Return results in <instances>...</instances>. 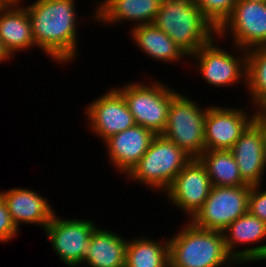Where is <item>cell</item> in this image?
<instances>
[{
  "instance_id": "1",
  "label": "cell",
  "mask_w": 266,
  "mask_h": 267,
  "mask_svg": "<svg viewBox=\"0 0 266 267\" xmlns=\"http://www.w3.org/2000/svg\"><path fill=\"white\" fill-rule=\"evenodd\" d=\"M74 0H36L25 6L35 45L63 64L76 56V12Z\"/></svg>"
},
{
  "instance_id": "2",
  "label": "cell",
  "mask_w": 266,
  "mask_h": 267,
  "mask_svg": "<svg viewBox=\"0 0 266 267\" xmlns=\"http://www.w3.org/2000/svg\"><path fill=\"white\" fill-rule=\"evenodd\" d=\"M153 24L164 31L187 58L217 33L194 0H162Z\"/></svg>"
},
{
  "instance_id": "3",
  "label": "cell",
  "mask_w": 266,
  "mask_h": 267,
  "mask_svg": "<svg viewBox=\"0 0 266 267\" xmlns=\"http://www.w3.org/2000/svg\"><path fill=\"white\" fill-rule=\"evenodd\" d=\"M184 227L168 239L171 267H220L226 261L235 262L222 231L201 229L191 221Z\"/></svg>"
},
{
  "instance_id": "4",
  "label": "cell",
  "mask_w": 266,
  "mask_h": 267,
  "mask_svg": "<svg viewBox=\"0 0 266 267\" xmlns=\"http://www.w3.org/2000/svg\"><path fill=\"white\" fill-rule=\"evenodd\" d=\"M191 159L182 148L159 134L127 175L137 183L139 181L154 189H164L165 192Z\"/></svg>"
},
{
  "instance_id": "5",
  "label": "cell",
  "mask_w": 266,
  "mask_h": 267,
  "mask_svg": "<svg viewBox=\"0 0 266 267\" xmlns=\"http://www.w3.org/2000/svg\"><path fill=\"white\" fill-rule=\"evenodd\" d=\"M177 93L171 101L168 122L162 135L182 148L192 158L205 151L204 126L207 108Z\"/></svg>"
},
{
  "instance_id": "6",
  "label": "cell",
  "mask_w": 266,
  "mask_h": 267,
  "mask_svg": "<svg viewBox=\"0 0 266 267\" xmlns=\"http://www.w3.org/2000/svg\"><path fill=\"white\" fill-rule=\"evenodd\" d=\"M122 93L136 125L145 127L156 135L162 134L168 122V111L176 91L156 82L151 86L130 83L118 88Z\"/></svg>"
},
{
  "instance_id": "7",
  "label": "cell",
  "mask_w": 266,
  "mask_h": 267,
  "mask_svg": "<svg viewBox=\"0 0 266 267\" xmlns=\"http://www.w3.org/2000/svg\"><path fill=\"white\" fill-rule=\"evenodd\" d=\"M251 185L212 186L202 208L191 219L198 228L223 231L248 212Z\"/></svg>"
},
{
  "instance_id": "8",
  "label": "cell",
  "mask_w": 266,
  "mask_h": 267,
  "mask_svg": "<svg viewBox=\"0 0 266 267\" xmlns=\"http://www.w3.org/2000/svg\"><path fill=\"white\" fill-rule=\"evenodd\" d=\"M95 228L89 220L61 219L54 214L44 230L61 261L74 267L83 263Z\"/></svg>"
},
{
  "instance_id": "9",
  "label": "cell",
  "mask_w": 266,
  "mask_h": 267,
  "mask_svg": "<svg viewBox=\"0 0 266 267\" xmlns=\"http://www.w3.org/2000/svg\"><path fill=\"white\" fill-rule=\"evenodd\" d=\"M227 29L233 35L239 50H250L266 45V1L250 2L237 0L230 17L217 30L222 36Z\"/></svg>"
},
{
  "instance_id": "10",
  "label": "cell",
  "mask_w": 266,
  "mask_h": 267,
  "mask_svg": "<svg viewBox=\"0 0 266 267\" xmlns=\"http://www.w3.org/2000/svg\"><path fill=\"white\" fill-rule=\"evenodd\" d=\"M212 188L207 169L199 158H192L165 191L173 205L183 209L190 220L202 208Z\"/></svg>"
},
{
  "instance_id": "11",
  "label": "cell",
  "mask_w": 266,
  "mask_h": 267,
  "mask_svg": "<svg viewBox=\"0 0 266 267\" xmlns=\"http://www.w3.org/2000/svg\"><path fill=\"white\" fill-rule=\"evenodd\" d=\"M86 109L92 130L103 141L136 125L122 93L116 88L95 99Z\"/></svg>"
},
{
  "instance_id": "12",
  "label": "cell",
  "mask_w": 266,
  "mask_h": 267,
  "mask_svg": "<svg viewBox=\"0 0 266 267\" xmlns=\"http://www.w3.org/2000/svg\"><path fill=\"white\" fill-rule=\"evenodd\" d=\"M254 121L244 110L210 106L204 126L205 150H230Z\"/></svg>"
},
{
  "instance_id": "13",
  "label": "cell",
  "mask_w": 266,
  "mask_h": 267,
  "mask_svg": "<svg viewBox=\"0 0 266 267\" xmlns=\"http://www.w3.org/2000/svg\"><path fill=\"white\" fill-rule=\"evenodd\" d=\"M242 52H244L243 58H234V55L215 46L212 38L189 57L199 60L198 69L207 83L224 87L236 83L241 76L245 77L243 81H246L247 50L244 49Z\"/></svg>"
},
{
  "instance_id": "14",
  "label": "cell",
  "mask_w": 266,
  "mask_h": 267,
  "mask_svg": "<svg viewBox=\"0 0 266 267\" xmlns=\"http://www.w3.org/2000/svg\"><path fill=\"white\" fill-rule=\"evenodd\" d=\"M242 179L249 185H260L265 172L266 152L260 127L253 121L230 149Z\"/></svg>"
},
{
  "instance_id": "15",
  "label": "cell",
  "mask_w": 266,
  "mask_h": 267,
  "mask_svg": "<svg viewBox=\"0 0 266 267\" xmlns=\"http://www.w3.org/2000/svg\"><path fill=\"white\" fill-rule=\"evenodd\" d=\"M155 136L154 132L140 125L110 136L104 142L111 163L123 174H128L148 151Z\"/></svg>"
},
{
  "instance_id": "16",
  "label": "cell",
  "mask_w": 266,
  "mask_h": 267,
  "mask_svg": "<svg viewBox=\"0 0 266 267\" xmlns=\"http://www.w3.org/2000/svg\"><path fill=\"white\" fill-rule=\"evenodd\" d=\"M0 195L17 229L20 223L37 224L45 229L56 214L48 201L33 190L15 188L0 192Z\"/></svg>"
},
{
  "instance_id": "17",
  "label": "cell",
  "mask_w": 266,
  "mask_h": 267,
  "mask_svg": "<svg viewBox=\"0 0 266 267\" xmlns=\"http://www.w3.org/2000/svg\"><path fill=\"white\" fill-rule=\"evenodd\" d=\"M0 38L11 56L36 46L27 9L20 2H4L0 6Z\"/></svg>"
},
{
  "instance_id": "18",
  "label": "cell",
  "mask_w": 266,
  "mask_h": 267,
  "mask_svg": "<svg viewBox=\"0 0 266 267\" xmlns=\"http://www.w3.org/2000/svg\"><path fill=\"white\" fill-rule=\"evenodd\" d=\"M162 0H102L96 9V20L106 23L135 21L136 26L153 24Z\"/></svg>"
},
{
  "instance_id": "19",
  "label": "cell",
  "mask_w": 266,
  "mask_h": 267,
  "mask_svg": "<svg viewBox=\"0 0 266 267\" xmlns=\"http://www.w3.org/2000/svg\"><path fill=\"white\" fill-rule=\"evenodd\" d=\"M115 233L95 228L84 256L90 267H125L127 240Z\"/></svg>"
},
{
  "instance_id": "20",
  "label": "cell",
  "mask_w": 266,
  "mask_h": 267,
  "mask_svg": "<svg viewBox=\"0 0 266 267\" xmlns=\"http://www.w3.org/2000/svg\"><path fill=\"white\" fill-rule=\"evenodd\" d=\"M133 28L131 35L136 45L155 60L171 63L187 56L164 31L154 24H145Z\"/></svg>"
},
{
  "instance_id": "21",
  "label": "cell",
  "mask_w": 266,
  "mask_h": 267,
  "mask_svg": "<svg viewBox=\"0 0 266 267\" xmlns=\"http://www.w3.org/2000/svg\"><path fill=\"white\" fill-rule=\"evenodd\" d=\"M198 158L206 167L212 186L249 185L242 179L231 150H205Z\"/></svg>"
},
{
  "instance_id": "22",
  "label": "cell",
  "mask_w": 266,
  "mask_h": 267,
  "mask_svg": "<svg viewBox=\"0 0 266 267\" xmlns=\"http://www.w3.org/2000/svg\"><path fill=\"white\" fill-rule=\"evenodd\" d=\"M169 266V240L161 244L143 237L127 242L125 267Z\"/></svg>"
},
{
  "instance_id": "23",
  "label": "cell",
  "mask_w": 266,
  "mask_h": 267,
  "mask_svg": "<svg viewBox=\"0 0 266 267\" xmlns=\"http://www.w3.org/2000/svg\"><path fill=\"white\" fill-rule=\"evenodd\" d=\"M228 254L235 260V245L258 243L266 238V223L249 211L233 221L223 231Z\"/></svg>"
},
{
  "instance_id": "24",
  "label": "cell",
  "mask_w": 266,
  "mask_h": 267,
  "mask_svg": "<svg viewBox=\"0 0 266 267\" xmlns=\"http://www.w3.org/2000/svg\"><path fill=\"white\" fill-rule=\"evenodd\" d=\"M246 84L259 108L266 101V45L247 50Z\"/></svg>"
},
{
  "instance_id": "25",
  "label": "cell",
  "mask_w": 266,
  "mask_h": 267,
  "mask_svg": "<svg viewBox=\"0 0 266 267\" xmlns=\"http://www.w3.org/2000/svg\"><path fill=\"white\" fill-rule=\"evenodd\" d=\"M203 17L217 31L230 17L237 0H194Z\"/></svg>"
},
{
  "instance_id": "26",
  "label": "cell",
  "mask_w": 266,
  "mask_h": 267,
  "mask_svg": "<svg viewBox=\"0 0 266 267\" xmlns=\"http://www.w3.org/2000/svg\"><path fill=\"white\" fill-rule=\"evenodd\" d=\"M260 187V185L251 186L248 211L266 223V191L260 192Z\"/></svg>"
},
{
  "instance_id": "27",
  "label": "cell",
  "mask_w": 266,
  "mask_h": 267,
  "mask_svg": "<svg viewBox=\"0 0 266 267\" xmlns=\"http://www.w3.org/2000/svg\"><path fill=\"white\" fill-rule=\"evenodd\" d=\"M17 234L18 229L11 219L6 202L0 195V242L5 243L12 238L14 239Z\"/></svg>"
},
{
  "instance_id": "28",
  "label": "cell",
  "mask_w": 266,
  "mask_h": 267,
  "mask_svg": "<svg viewBox=\"0 0 266 267\" xmlns=\"http://www.w3.org/2000/svg\"><path fill=\"white\" fill-rule=\"evenodd\" d=\"M266 260V244L235 252V264Z\"/></svg>"
},
{
  "instance_id": "29",
  "label": "cell",
  "mask_w": 266,
  "mask_h": 267,
  "mask_svg": "<svg viewBox=\"0 0 266 267\" xmlns=\"http://www.w3.org/2000/svg\"><path fill=\"white\" fill-rule=\"evenodd\" d=\"M254 122L260 127L262 131L266 152V115L260 109H257V112H255L254 114Z\"/></svg>"
},
{
  "instance_id": "30",
  "label": "cell",
  "mask_w": 266,
  "mask_h": 267,
  "mask_svg": "<svg viewBox=\"0 0 266 267\" xmlns=\"http://www.w3.org/2000/svg\"><path fill=\"white\" fill-rule=\"evenodd\" d=\"M12 56L10 55V53L7 51V49L5 48L3 41L0 38V62L5 61L9 58H11Z\"/></svg>"
},
{
  "instance_id": "31",
  "label": "cell",
  "mask_w": 266,
  "mask_h": 267,
  "mask_svg": "<svg viewBox=\"0 0 266 267\" xmlns=\"http://www.w3.org/2000/svg\"><path fill=\"white\" fill-rule=\"evenodd\" d=\"M258 109L266 115V101Z\"/></svg>"
},
{
  "instance_id": "32",
  "label": "cell",
  "mask_w": 266,
  "mask_h": 267,
  "mask_svg": "<svg viewBox=\"0 0 266 267\" xmlns=\"http://www.w3.org/2000/svg\"><path fill=\"white\" fill-rule=\"evenodd\" d=\"M244 1H250V2H262V1H266V0H244Z\"/></svg>"
},
{
  "instance_id": "33",
  "label": "cell",
  "mask_w": 266,
  "mask_h": 267,
  "mask_svg": "<svg viewBox=\"0 0 266 267\" xmlns=\"http://www.w3.org/2000/svg\"><path fill=\"white\" fill-rule=\"evenodd\" d=\"M4 2H20V0H3Z\"/></svg>"
},
{
  "instance_id": "34",
  "label": "cell",
  "mask_w": 266,
  "mask_h": 267,
  "mask_svg": "<svg viewBox=\"0 0 266 267\" xmlns=\"http://www.w3.org/2000/svg\"><path fill=\"white\" fill-rule=\"evenodd\" d=\"M3 3H4V1H3V0H0V6H1Z\"/></svg>"
}]
</instances>
